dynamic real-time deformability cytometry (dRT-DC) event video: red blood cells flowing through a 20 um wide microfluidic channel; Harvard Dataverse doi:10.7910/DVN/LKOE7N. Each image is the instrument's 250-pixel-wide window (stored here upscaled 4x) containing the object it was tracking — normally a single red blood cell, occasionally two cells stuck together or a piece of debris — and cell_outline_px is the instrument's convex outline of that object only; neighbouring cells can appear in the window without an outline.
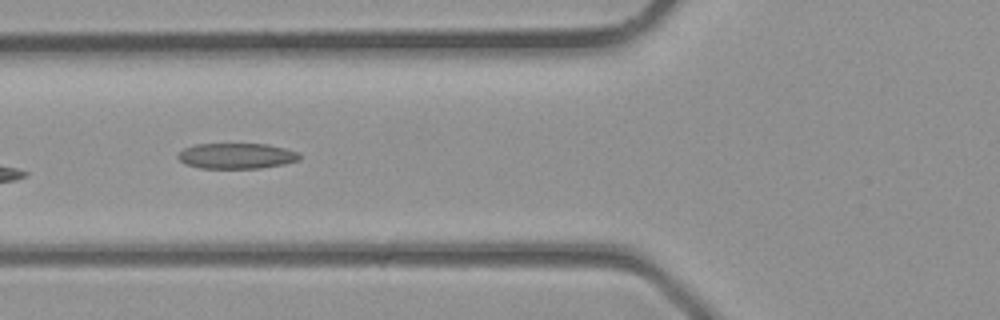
{"species": "common noctule bat (a hibernating species)", "species_latin": "Nyctalus noctula", "temperature_condition": "room temperature", "stored_images_in_passage": 5, "camera_frame_rate_fps": 3000, "um_per_image_px": 0.085, "animal": {"sex": "male", "body_mass_g": 23.1, "forearm_length_mm": 52.7}, "frame": {"image": 1, "passage_image": 5, "time_ms": 1.333, "image_size_px": [1000, 320], "cell_outline_px": [[300, 160], [284, 164], [260, 168], [200, 168], [184, 164], [176, 156], [184, 148], [196, 144], [268, 144], [300, 152]], "centroid_in_image_um": [20.12, 13.25], "position_along_channel_um": 105.7, "area_um2": 18.21}}